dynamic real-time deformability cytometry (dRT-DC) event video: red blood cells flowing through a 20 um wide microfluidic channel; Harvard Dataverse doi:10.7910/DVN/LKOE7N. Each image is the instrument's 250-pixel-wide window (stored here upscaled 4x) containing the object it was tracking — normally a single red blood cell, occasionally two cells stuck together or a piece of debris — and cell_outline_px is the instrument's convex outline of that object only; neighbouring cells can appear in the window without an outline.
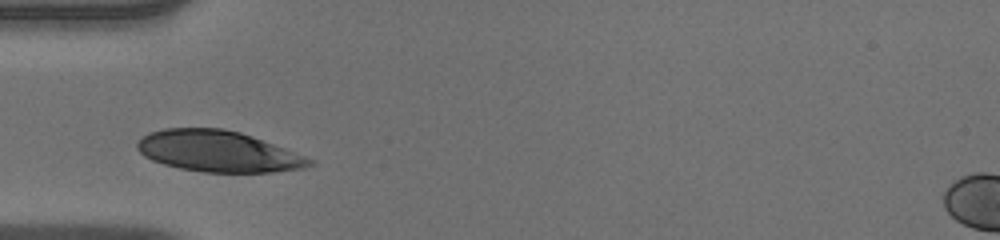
{"species": "human", "species_latin": "Homo sapiens", "temperature_condition": "warm", "stored_images_in_passage": 15, "camera_frame_rate_fps": 3000, "um_per_image_px": 0.085, "donor": {"sex": "male"}, "frame": {"image": 1, "passage_image": 3, "time_ms": 0.667, "image_size_px": [1000, 240], "cell_outline_px": [[316, 164], [304, 168], [272, 172], [204, 172], [180, 168], [164, 164], [152, 160], [144, 156], [136, 148], [136, 144], [148, 132], [164, 128], [224, 128], [240, 132], [252, 136], [316, 160]], "centroid_in_image_um": [18.55, 12.86], "position_along_channel_um": 66.4, "area_um2": 41.27}}
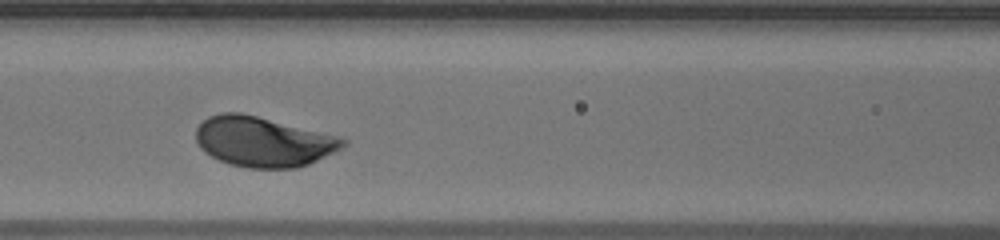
{"frame": {"image": 2, "passage_image": 9, "time_ms": 2.667, "image_size_px": [1000, 240], "cell_outline_px": [[348, 144], [344, 148], [308, 164], [296, 168], [248, 168], [228, 164], [204, 152], [200, 148], [196, 140], [196, 128], [208, 116], [220, 112], [240, 112], [340, 136], [348, 140]], "centroid_in_image_um": [22.39, 12.04], "position_along_channel_um": 144.2, "area_um2": 43.12}}